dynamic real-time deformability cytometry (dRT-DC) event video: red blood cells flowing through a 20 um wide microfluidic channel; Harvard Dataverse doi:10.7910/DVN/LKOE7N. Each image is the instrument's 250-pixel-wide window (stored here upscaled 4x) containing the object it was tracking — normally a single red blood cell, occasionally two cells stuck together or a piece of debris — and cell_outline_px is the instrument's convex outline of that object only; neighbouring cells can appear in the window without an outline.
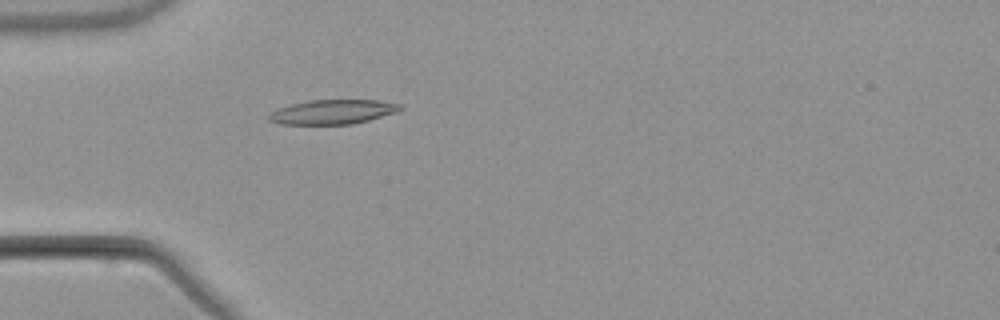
{"species": "common noctule bat (a hibernating species)", "species_latin": "Nyctalus noctula", "temperature_condition": "warm", "stored_images_in_passage": 3, "camera_frame_rate_fps": 3000, "um_per_image_px": 0.085, "animal": {"sex": "male", "body_mass_g": 21.5, "forearm_length_mm": 52.0}, "frame": {"image": 1, "passage_image": 3, "time_ms": 2.333, "image_size_px": [1000, 320], "cell_outline_px": [[404, 108], [396, 112], [368, 120], [352, 124], [280, 124], [268, 120], [268, 116], [276, 108], [308, 100], [376, 100], [400, 104]], "centroid_in_image_um": [28.26, 9.51], "position_along_channel_um": 56.7, "area_um2": 18.61}}